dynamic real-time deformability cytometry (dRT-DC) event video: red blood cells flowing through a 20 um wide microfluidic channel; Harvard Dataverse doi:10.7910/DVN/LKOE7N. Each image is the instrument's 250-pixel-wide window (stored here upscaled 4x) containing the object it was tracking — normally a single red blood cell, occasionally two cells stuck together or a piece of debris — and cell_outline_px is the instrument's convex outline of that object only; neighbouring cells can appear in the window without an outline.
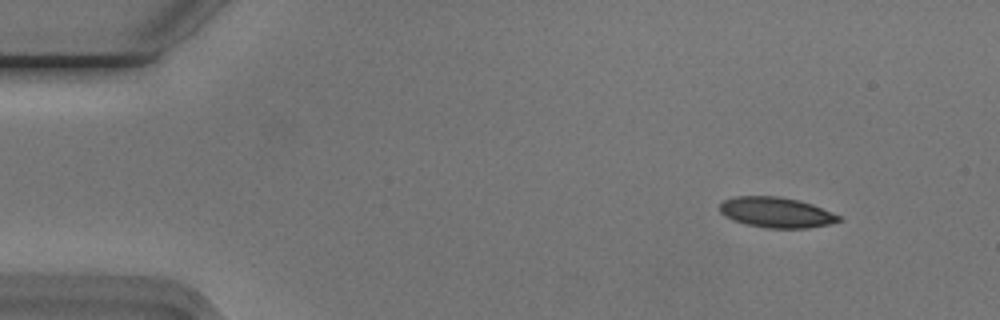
{"species": "Egyptian fruit bat (a non-hibernating species)", "species_latin": "Rousettus aegyptiacus", "temperature_condition": "cold", "stored_images_in_passage": 49, "camera_frame_rate_fps": 3000, "um_per_image_px": 0.085, "animal": {"sex": "male"}, "frame": {"image": 1, "passage_image": 1, "time_ms": 0.0, "image_size_px": [1000, 320], "cell_outline_px": [[844, 220], [828, 224], [808, 228], [768, 228], [748, 224], [732, 220], [724, 216], [720, 212], [720, 204], [724, 200], [732, 196], [780, 196], [800, 200], [812, 204], [840, 216]], "centroid_in_image_um": [65.97, 18.04], "position_along_channel_um": 19.0, "area_um2": 21.15}}
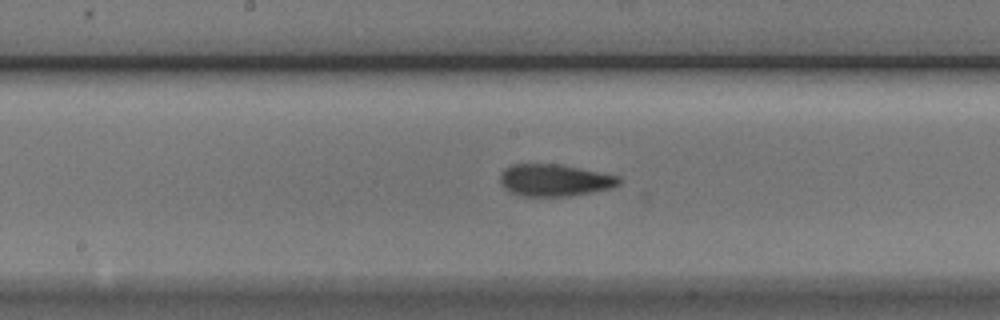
{"frame": {"image": 2, "passage_image": 23, "time_ms": 7.333, "image_size_px": [1000, 320], "cell_outline_px": [[624, 180], [620, 184], [612, 188], [572, 196], [520, 196], [508, 192], [500, 184], [500, 172], [504, 168], [512, 164], [560, 164], [620, 176]], "centroid_in_image_um": [47.14, 15.32], "position_along_channel_um": 201.1, "area_um2": 22.6}}
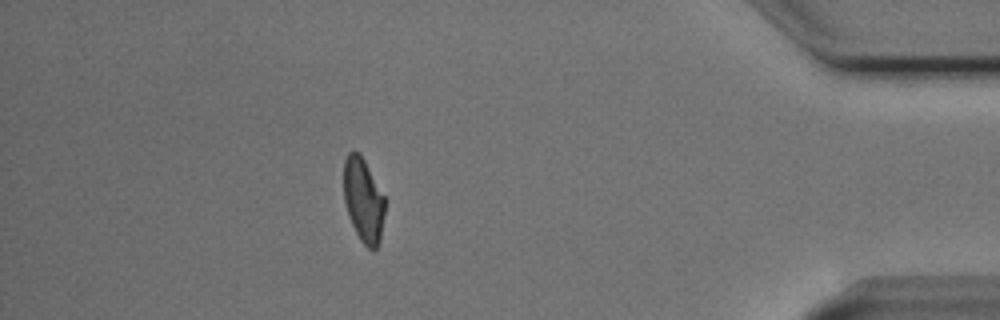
{"frame": {"image": 3, "passage_image": 43, "time_ms": 14.0, "image_size_px": [1000, 320], "cell_outline_px": [[384, 216], [380, 240], [376, 248], [368, 248], [360, 240], [348, 216], [344, 200], [344, 160], [348, 152], [352, 148], [360, 152], [384, 196]], "centroid_in_image_um": [30.87, 16.96], "position_along_channel_um": 404.3, "area_um2": 20.17}, "authors_computed_cell_mechanics": {"area_um2": 21.5594, "velocity_mm_per_s": 3.7628, "shape_relaxation_time_tau1_ms": 4.7347, "shape_relaxation_time_tau2_ms": 1.2113, "deformation_change_tau1": 0.1345, "deformation_change_tau2": 0.0745}}